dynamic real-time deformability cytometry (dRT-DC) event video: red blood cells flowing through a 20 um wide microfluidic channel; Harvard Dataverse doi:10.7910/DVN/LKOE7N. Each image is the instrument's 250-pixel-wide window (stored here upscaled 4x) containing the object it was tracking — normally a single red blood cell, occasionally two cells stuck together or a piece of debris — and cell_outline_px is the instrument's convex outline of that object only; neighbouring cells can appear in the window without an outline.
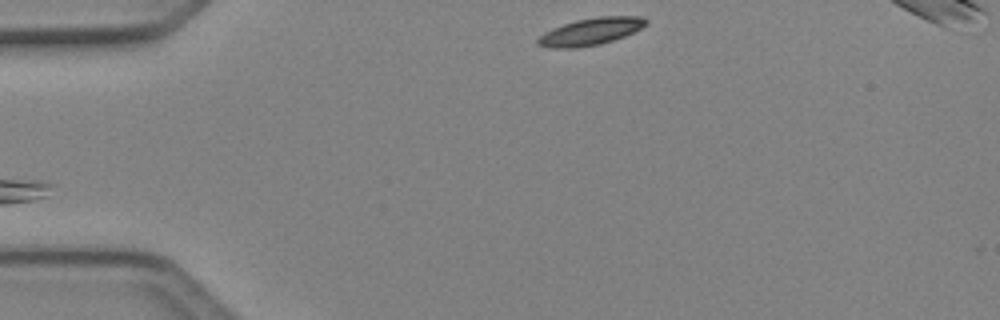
{"species": "Egyptian fruit bat (a non-hibernating species)", "species_latin": "Rousettus aegyptiacus", "temperature_condition": "cold", "stored_images_in_passage": 3, "camera_frame_rate_fps": 3000, "um_per_image_px": 0.085, "animal": {"sex": "female"}, "frame": {"image": 1, "passage_image": 3, "time_ms": 0.667, "image_size_px": [1000, 320], "cell_outline_px": [[648, 24], [624, 36], [600, 44], [576, 48], [548, 48], [536, 44], [536, 40], [544, 32], [552, 28], [576, 20], [600, 16], [644, 16], [648, 20]], "centroid_in_image_um": [50.19, 2.68], "position_along_channel_um": 34.8, "area_um2": 17.11}}